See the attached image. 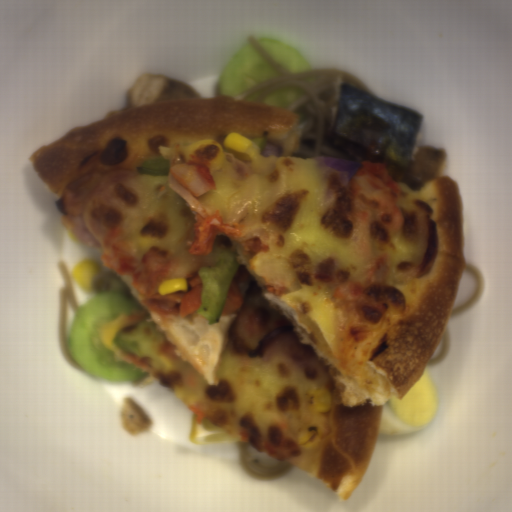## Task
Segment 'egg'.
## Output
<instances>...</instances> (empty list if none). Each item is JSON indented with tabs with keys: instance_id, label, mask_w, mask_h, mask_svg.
<instances>
[{
	"instance_id": "obj_1",
	"label": "egg",
	"mask_w": 512,
	"mask_h": 512,
	"mask_svg": "<svg viewBox=\"0 0 512 512\" xmlns=\"http://www.w3.org/2000/svg\"><path fill=\"white\" fill-rule=\"evenodd\" d=\"M435 392L423 371L420 378L401 400L392 398L384 404L378 435L414 433L422 430L433 418Z\"/></svg>"
}]
</instances>
